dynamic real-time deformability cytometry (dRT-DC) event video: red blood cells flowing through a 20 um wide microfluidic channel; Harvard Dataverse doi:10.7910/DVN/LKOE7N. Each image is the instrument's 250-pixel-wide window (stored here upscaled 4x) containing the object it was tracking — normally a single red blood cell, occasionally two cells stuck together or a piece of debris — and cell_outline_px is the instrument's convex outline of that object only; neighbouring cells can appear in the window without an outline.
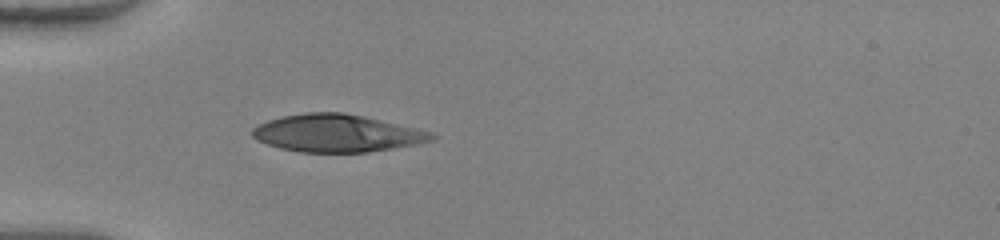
{"species": "human", "species_latin": "Homo sapiens", "temperature_condition": "warm", "stored_images_in_passage": 35, "camera_frame_rate_fps": 3000, "um_per_image_px": 0.085, "donor": {"sex": "female"}, "frame": {"image": 1, "passage_image": 1, "time_ms": 0.0, "image_size_px": [1000, 240], "cell_outline_px": [[436, 136], [432, 140], [416, 144], [368, 152], [300, 152], [280, 148], [256, 140], [252, 136], [252, 128], [268, 120], [280, 116], [308, 112], [344, 112], [364, 116], [416, 128], [432, 132]], "centroid_in_image_um": [28.61, 11.32], "position_along_channel_um": 56.4, "area_um2": 39.07}}
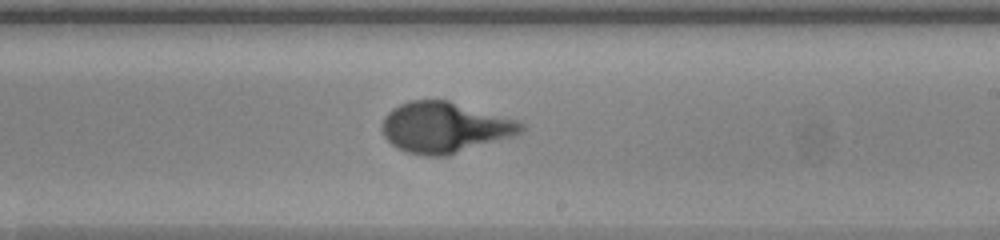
{"frame": {"image": 2, "passage_image": 16, "time_ms": 5.0, "image_size_px": [1000, 240], "cell_outline_px": [[524, 132], [516, 136], [448, 156], [424, 156], [408, 152], [396, 148], [384, 136], [380, 128], [380, 124], [384, 116], [392, 108], [408, 100], [448, 100], [516, 120], [524, 124]], "centroid_in_image_um": [37.79, 10.84], "position_along_channel_um": 251.2, "area_um2": 41.5}}
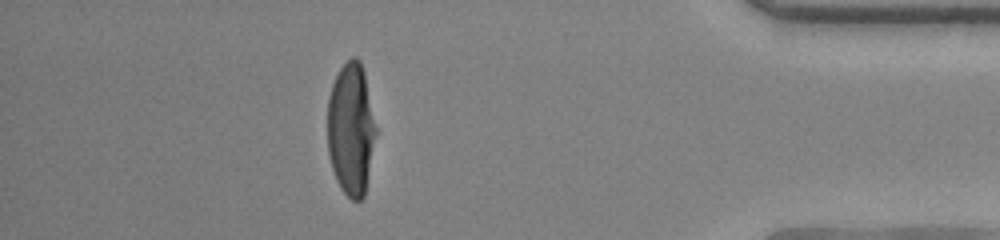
{"frame": {"image": 3, "passage_image": 30, "time_ms": 9.667, "image_size_px": [1000, 240], "cell_outline_px": [[376, 132], [364, 196], [360, 200], [352, 200], [340, 188], [336, 180], [332, 168], [328, 152], [328, 96], [332, 84], [340, 68], [352, 56], [356, 56], [360, 60], [364, 72], [376, 128]], "centroid_in_image_um": [29.82, 10.96], "position_along_channel_um": 405.4, "area_um2": 37.05}, "authors_computed_cell_mechanics": {"area_um2": 40.3444, "velocity_mm_per_s": 4.1026, "shape_relaxation_time_tau1_ms": 4.0814, "shape_relaxation_time_tau2_ms": null, "deformation_change_tau1": 0.2843, "deformation_change_tau2": null}}